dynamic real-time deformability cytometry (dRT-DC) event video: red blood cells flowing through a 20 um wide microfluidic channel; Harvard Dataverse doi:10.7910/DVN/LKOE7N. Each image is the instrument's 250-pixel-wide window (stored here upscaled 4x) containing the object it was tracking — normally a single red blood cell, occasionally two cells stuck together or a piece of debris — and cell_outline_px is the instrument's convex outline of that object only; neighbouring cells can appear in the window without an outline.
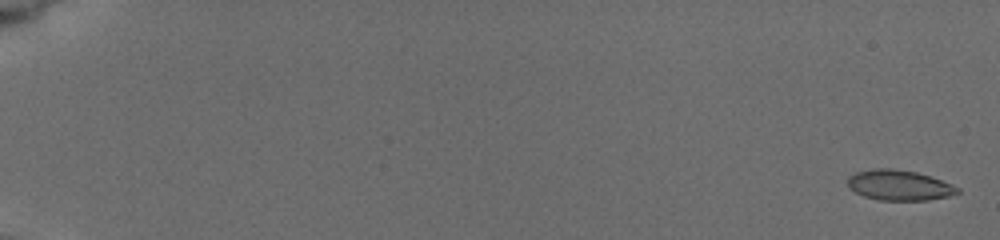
{"species": "common noctule bat (a hibernating species)", "species_latin": "Nyctalus noctula", "temperature_condition": "cold", "stored_images_in_passage": 9, "camera_frame_rate_fps": 3000, "um_per_image_px": 0.085, "animal": {"sex": "female", "body_mass_g": 19.5, "forearm_length_mm": 54.1}, "frame": {"image": 1, "passage_image": 1, "time_ms": 0.0, "image_size_px": [1000, 240], "cell_outline_px": [[960, 192], [948, 196], [928, 200], [880, 200], [864, 196], [856, 192], [848, 184], [848, 176], [856, 172], [872, 168], [892, 168], [916, 172], [940, 180], [960, 188]], "centroid_in_image_um": [76.42, 15.74], "position_along_channel_um": 8.6, "area_um2": 19.19}}
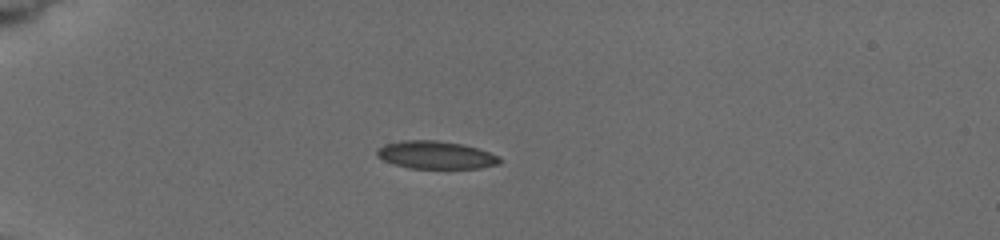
{"frame": {"image": 2, "passage_image": 7, "time_ms": 5.333, "image_size_px": [1000, 240], "cell_outline_px": [[504, 160], [500, 164], [480, 168], [408, 168], [384, 160], [376, 156], [376, 152], [384, 144], [404, 140], [436, 140], [460, 144], [476, 148], [500, 156]], "centroid_in_image_um": [37.08, 13.18], "position_along_channel_um": 47.9, "area_um2": 19.77}}
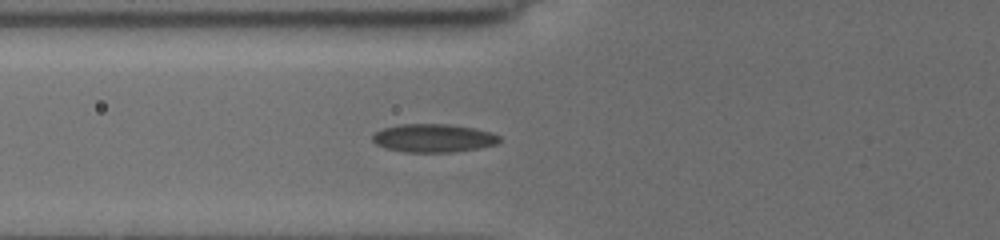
{"frame": {"image": 3, "passage_image": 9, "time_ms": 7.333, "image_size_px": [1000, 240], "cell_outline_px": [[500, 140], [496, 144], [476, 148], [452, 152], [404, 152], [384, 148], [376, 144], [372, 140], [372, 136], [380, 128], [400, 124], [448, 124], [472, 128], [492, 132], [500, 136]], "centroid_in_image_um": [36.79, 11.73], "position_along_channel_um": 89.0, "area_um2": 20.92}}